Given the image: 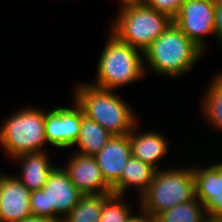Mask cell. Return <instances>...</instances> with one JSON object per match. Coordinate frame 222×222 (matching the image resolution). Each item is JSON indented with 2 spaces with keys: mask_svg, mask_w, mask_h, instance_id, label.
Listing matches in <instances>:
<instances>
[{
  "mask_svg": "<svg viewBox=\"0 0 222 222\" xmlns=\"http://www.w3.org/2000/svg\"><path fill=\"white\" fill-rule=\"evenodd\" d=\"M73 92L74 101L83 114L99 123L112 136L127 135L137 124L131 107L114 90L82 83Z\"/></svg>",
  "mask_w": 222,
  "mask_h": 222,
  "instance_id": "obj_1",
  "label": "cell"
},
{
  "mask_svg": "<svg viewBox=\"0 0 222 222\" xmlns=\"http://www.w3.org/2000/svg\"><path fill=\"white\" fill-rule=\"evenodd\" d=\"M204 51L175 24L170 26L144 51L146 66L158 75H185L203 56Z\"/></svg>",
  "mask_w": 222,
  "mask_h": 222,
  "instance_id": "obj_2",
  "label": "cell"
},
{
  "mask_svg": "<svg viewBox=\"0 0 222 222\" xmlns=\"http://www.w3.org/2000/svg\"><path fill=\"white\" fill-rule=\"evenodd\" d=\"M109 36L99 57L97 79L92 85L115 90L141 79L146 67L144 52L121 41L112 32Z\"/></svg>",
  "mask_w": 222,
  "mask_h": 222,
  "instance_id": "obj_3",
  "label": "cell"
},
{
  "mask_svg": "<svg viewBox=\"0 0 222 222\" xmlns=\"http://www.w3.org/2000/svg\"><path fill=\"white\" fill-rule=\"evenodd\" d=\"M196 197L193 168L158 169L148 189L140 197L139 207L151 219L176 205Z\"/></svg>",
  "mask_w": 222,
  "mask_h": 222,
  "instance_id": "obj_4",
  "label": "cell"
},
{
  "mask_svg": "<svg viewBox=\"0 0 222 222\" xmlns=\"http://www.w3.org/2000/svg\"><path fill=\"white\" fill-rule=\"evenodd\" d=\"M110 32L144 52L173 22L168 15L146 5L120 8Z\"/></svg>",
  "mask_w": 222,
  "mask_h": 222,
  "instance_id": "obj_5",
  "label": "cell"
},
{
  "mask_svg": "<svg viewBox=\"0 0 222 222\" xmlns=\"http://www.w3.org/2000/svg\"><path fill=\"white\" fill-rule=\"evenodd\" d=\"M45 118V110L31 106L7 118L0 127V145L7 156L13 159L23 153L42 151L47 143Z\"/></svg>",
  "mask_w": 222,
  "mask_h": 222,
  "instance_id": "obj_6",
  "label": "cell"
},
{
  "mask_svg": "<svg viewBox=\"0 0 222 222\" xmlns=\"http://www.w3.org/2000/svg\"><path fill=\"white\" fill-rule=\"evenodd\" d=\"M82 196L83 193L74 186L64 167L55 166L43 188L31 193L32 215L63 220ZM59 214L63 217H59Z\"/></svg>",
  "mask_w": 222,
  "mask_h": 222,
  "instance_id": "obj_7",
  "label": "cell"
},
{
  "mask_svg": "<svg viewBox=\"0 0 222 222\" xmlns=\"http://www.w3.org/2000/svg\"><path fill=\"white\" fill-rule=\"evenodd\" d=\"M216 4L203 0H185L173 19L174 24L199 48L205 51L208 34L215 35Z\"/></svg>",
  "mask_w": 222,
  "mask_h": 222,
  "instance_id": "obj_8",
  "label": "cell"
},
{
  "mask_svg": "<svg viewBox=\"0 0 222 222\" xmlns=\"http://www.w3.org/2000/svg\"><path fill=\"white\" fill-rule=\"evenodd\" d=\"M74 106L55 107L46 111L45 136L47 143L57 148L75 145L81 127V107L74 101Z\"/></svg>",
  "mask_w": 222,
  "mask_h": 222,
  "instance_id": "obj_9",
  "label": "cell"
},
{
  "mask_svg": "<svg viewBox=\"0 0 222 222\" xmlns=\"http://www.w3.org/2000/svg\"><path fill=\"white\" fill-rule=\"evenodd\" d=\"M71 157L64 169L83 195L113 194L112 187L105 181L95 156L83 155L76 151Z\"/></svg>",
  "mask_w": 222,
  "mask_h": 222,
  "instance_id": "obj_10",
  "label": "cell"
},
{
  "mask_svg": "<svg viewBox=\"0 0 222 222\" xmlns=\"http://www.w3.org/2000/svg\"><path fill=\"white\" fill-rule=\"evenodd\" d=\"M31 193L16 176L0 174V222H21L32 215Z\"/></svg>",
  "mask_w": 222,
  "mask_h": 222,
  "instance_id": "obj_11",
  "label": "cell"
},
{
  "mask_svg": "<svg viewBox=\"0 0 222 222\" xmlns=\"http://www.w3.org/2000/svg\"><path fill=\"white\" fill-rule=\"evenodd\" d=\"M196 198L211 218L222 220V162L193 167Z\"/></svg>",
  "mask_w": 222,
  "mask_h": 222,
  "instance_id": "obj_12",
  "label": "cell"
},
{
  "mask_svg": "<svg viewBox=\"0 0 222 222\" xmlns=\"http://www.w3.org/2000/svg\"><path fill=\"white\" fill-rule=\"evenodd\" d=\"M94 156L105 181L112 187L121 178L123 168L132 156L129 134L112 136Z\"/></svg>",
  "mask_w": 222,
  "mask_h": 222,
  "instance_id": "obj_13",
  "label": "cell"
},
{
  "mask_svg": "<svg viewBox=\"0 0 222 222\" xmlns=\"http://www.w3.org/2000/svg\"><path fill=\"white\" fill-rule=\"evenodd\" d=\"M137 125L129 133L132 156L158 170L156 163L167 155L169 150L168 139L155 131L139 133L136 131Z\"/></svg>",
  "mask_w": 222,
  "mask_h": 222,
  "instance_id": "obj_14",
  "label": "cell"
},
{
  "mask_svg": "<svg viewBox=\"0 0 222 222\" xmlns=\"http://www.w3.org/2000/svg\"><path fill=\"white\" fill-rule=\"evenodd\" d=\"M48 156L49 154L47 155L43 150L23 153L13 158V161L21 162L22 174L17 178L28 190H41L47 182L50 172L55 168V165L50 163Z\"/></svg>",
  "mask_w": 222,
  "mask_h": 222,
  "instance_id": "obj_15",
  "label": "cell"
},
{
  "mask_svg": "<svg viewBox=\"0 0 222 222\" xmlns=\"http://www.w3.org/2000/svg\"><path fill=\"white\" fill-rule=\"evenodd\" d=\"M156 171L155 168L131 156L123 168L121 178L112 186L113 194L125 196L126 190L134 186L141 196L148 189Z\"/></svg>",
  "mask_w": 222,
  "mask_h": 222,
  "instance_id": "obj_16",
  "label": "cell"
},
{
  "mask_svg": "<svg viewBox=\"0 0 222 222\" xmlns=\"http://www.w3.org/2000/svg\"><path fill=\"white\" fill-rule=\"evenodd\" d=\"M112 135L99 123L83 114L81 109V127L75 144L83 155H96L111 139Z\"/></svg>",
  "mask_w": 222,
  "mask_h": 222,
  "instance_id": "obj_17",
  "label": "cell"
},
{
  "mask_svg": "<svg viewBox=\"0 0 222 222\" xmlns=\"http://www.w3.org/2000/svg\"><path fill=\"white\" fill-rule=\"evenodd\" d=\"M111 194L83 195L63 222H100L103 202Z\"/></svg>",
  "mask_w": 222,
  "mask_h": 222,
  "instance_id": "obj_18",
  "label": "cell"
},
{
  "mask_svg": "<svg viewBox=\"0 0 222 222\" xmlns=\"http://www.w3.org/2000/svg\"><path fill=\"white\" fill-rule=\"evenodd\" d=\"M207 215L203 204L195 197L192 201L157 214L152 222H202Z\"/></svg>",
  "mask_w": 222,
  "mask_h": 222,
  "instance_id": "obj_19",
  "label": "cell"
},
{
  "mask_svg": "<svg viewBox=\"0 0 222 222\" xmlns=\"http://www.w3.org/2000/svg\"><path fill=\"white\" fill-rule=\"evenodd\" d=\"M210 83L202 99L201 110L208 124L222 131V84L215 77Z\"/></svg>",
  "mask_w": 222,
  "mask_h": 222,
  "instance_id": "obj_20",
  "label": "cell"
},
{
  "mask_svg": "<svg viewBox=\"0 0 222 222\" xmlns=\"http://www.w3.org/2000/svg\"><path fill=\"white\" fill-rule=\"evenodd\" d=\"M122 195L111 194L102 204L100 222H126L132 207L122 201Z\"/></svg>",
  "mask_w": 222,
  "mask_h": 222,
  "instance_id": "obj_21",
  "label": "cell"
},
{
  "mask_svg": "<svg viewBox=\"0 0 222 222\" xmlns=\"http://www.w3.org/2000/svg\"><path fill=\"white\" fill-rule=\"evenodd\" d=\"M185 0H145L144 5L174 19Z\"/></svg>",
  "mask_w": 222,
  "mask_h": 222,
  "instance_id": "obj_22",
  "label": "cell"
},
{
  "mask_svg": "<svg viewBox=\"0 0 222 222\" xmlns=\"http://www.w3.org/2000/svg\"><path fill=\"white\" fill-rule=\"evenodd\" d=\"M215 36L222 45V0L216 4L215 9Z\"/></svg>",
  "mask_w": 222,
  "mask_h": 222,
  "instance_id": "obj_23",
  "label": "cell"
},
{
  "mask_svg": "<svg viewBox=\"0 0 222 222\" xmlns=\"http://www.w3.org/2000/svg\"><path fill=\"white\" fill-rule=\"evenodd\" d=\"M140 215H132L126 222H152V219L142 210Z\"/></svg>",
  "mask_w": 222,
  "mask_h": 222,
  "instance_id": "obj_24",
  "label": "cell"
},
{
  "mask_svg": "<svg viewBox=\"0 0 222 222\" xmlns=\"http://www.w3.org/2000/svg\"><path fill=\"white\" fill-rule=\"evenodd\" d=\"M21 222H63L62 220H53L50 218L40 217L36 215H29Z\"/></svg>",
  "mask_w": 222,
  "mask_h": 222,
  "instance_id": "obj_25",
  "label": "cell"
},
{
  "mask_svg": "<svg viewBox=\"0 0 222 222\" xmlns=\"http://www.w3.org/2000/svg\"><path fill=\"white\" fill-rule=\"evenodd\" d=\"M122 5L120 8H124L130 5H143L145 0H119Z\"/></svg>",
  "mask_w": 222,
  "mask_h": 222,
  "instance_id": "obj_26",
  "label": "cell"
},
{
  "mask_svg": "<svg viewBox=\"0 0 222 222\" xmlns=\"http://www.w3.org/2000/svg\"><path fill=\"white\" fill-rule=\"evenodd\" d=\"M202 222H222V220L216 219V218H211L207 215Z\"/></svg>",
  "mask_w": 222,
  "mask_h": 222,
  "instance_id": "obj_27",
  "label": "cell"
},
{
  "mask_svg": "<svg viewBox=\"0 0 222 222\" xmlns=\"http://www.w3.org/2000/svg\"><path fill=\"white\" fill-rule=\"evenodd\" d=\"M221 84H222V73H217L215 76H214Z\"/></svg>",
  "mask_w": 222,
  "mask_h": 222,
  "instance_id": "obj_28",
  "label": "cell"
},
{
  "mask_svg": "<svg viewBox=\"0 0 222 222\" xmlns=\"http://www.w3.org/2000/svg\"><path fill=\"white\" fill-rule=\"evenodd\" d=\"M203 1L211 2L213 4H218L220 2V0H203Z\"/></svg>",
  "mask_w": 222,
  "mask_h": 222,
  "instance_id": "obj_29",
  "label": "cell"
}]
</instances>
